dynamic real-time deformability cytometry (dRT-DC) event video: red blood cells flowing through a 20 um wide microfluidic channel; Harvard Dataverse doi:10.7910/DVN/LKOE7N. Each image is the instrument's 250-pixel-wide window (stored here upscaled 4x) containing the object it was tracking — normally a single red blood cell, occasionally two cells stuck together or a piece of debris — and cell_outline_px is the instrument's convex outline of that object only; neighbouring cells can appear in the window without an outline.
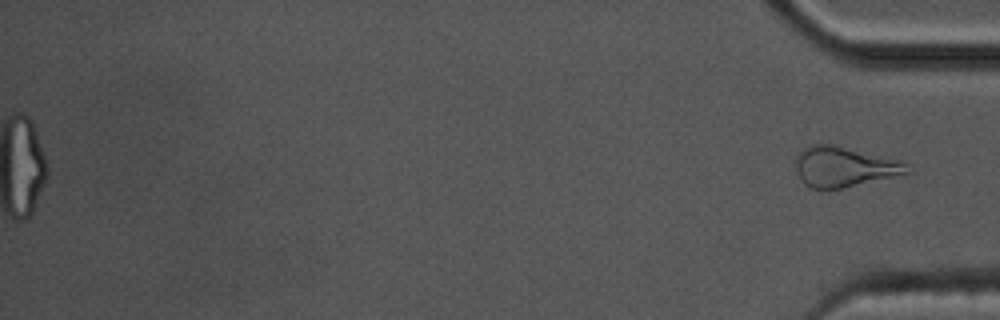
{"species": "common noctule bat (a hibernating species)", "species_latin": "Nyctalus noctula", "temperature_condition": "cold", "stored_images_in_passage": 43, "segment_of_instrument_passage": [2, 2], "camera_frame_rate_fps": 3000, "um_per_image_px": 0.085, "animal": {"sex": "male", "body_mass_g": 17.5, "forearm_length_mm": 52.3}, "frame": {"image": 1, "passage_image": 43, "time_ms": 14.0, "image_size_px": [1000, 320], "cell_outline_px": [[912, 172], [896, 176], [840, 188], [812, 188], [804, 184], [800, 180], [796, 172], [796, 156], [804, 148], [812, 144], [832, 144], [900, 160]], "centroid_in_image_um": [71.72, 14.17], "position_along_channel_um": 363.5, "area_um2": 25.78}}